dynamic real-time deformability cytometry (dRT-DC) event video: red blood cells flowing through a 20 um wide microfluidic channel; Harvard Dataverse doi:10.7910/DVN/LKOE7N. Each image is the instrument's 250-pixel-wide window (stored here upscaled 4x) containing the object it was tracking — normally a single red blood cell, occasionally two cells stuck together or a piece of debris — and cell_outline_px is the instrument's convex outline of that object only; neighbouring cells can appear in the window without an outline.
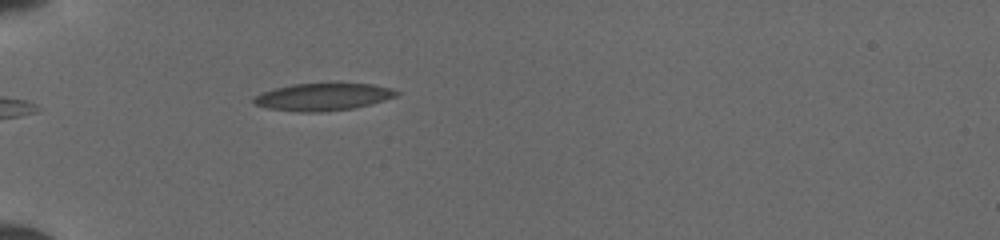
{"species": "common noctule bat (a hibernating species)", "species_latin": "Nyctalus noctula", "temperature_condition": "cold", "stored_images_in_passage": 5, "camera_frame_rate_fps": 3000, "um_per_image_px": 0.085, "animal": {"sex": "female", "body_mass_g": 19.5, "forearm_length_mm": 54.1}, "frame": {"image": 1, "passage_image": 1, "time_ms": 0.0, "image_size_px": [1000, 240], "cell_outline_px": [[400, 92], [396, 96], [384, 100], [352, 108], [320, 112], [296, 112], [268, 108], [252, 104], [252, 100], [260, 92], [292, 84], [372, 84], [392, 88]], "centroid_in_image_um": [27.41, 8.24], "position_along_channel_um": 57.6, "area_um2": 22.54}}
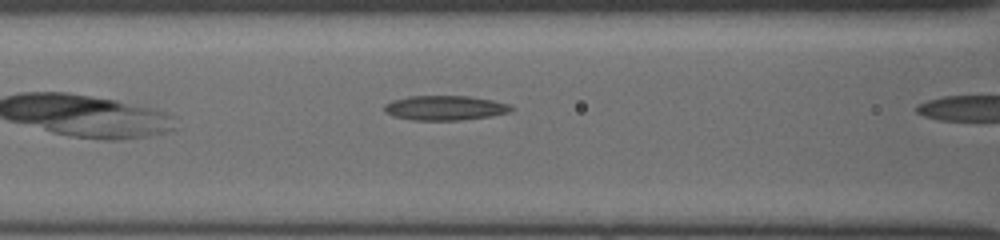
{"frame": {"image": 2, "passage_image": 4, "time_ms": 1.0, "image_size_px": [1000, 240], "cell_outline_px": [[516, 108], [512, 112], [488, 116], [456, 120], [416, 120], [396, 116], [388, 112], [384, 108], [384, 104], [392, 100], [408, 96], [468, 96], [492, 100], [512, 104]], "centroid_in_image_um": [37.9, 9.15], "position_along_channel_um": 128.7, "area_um2": 18.09}}